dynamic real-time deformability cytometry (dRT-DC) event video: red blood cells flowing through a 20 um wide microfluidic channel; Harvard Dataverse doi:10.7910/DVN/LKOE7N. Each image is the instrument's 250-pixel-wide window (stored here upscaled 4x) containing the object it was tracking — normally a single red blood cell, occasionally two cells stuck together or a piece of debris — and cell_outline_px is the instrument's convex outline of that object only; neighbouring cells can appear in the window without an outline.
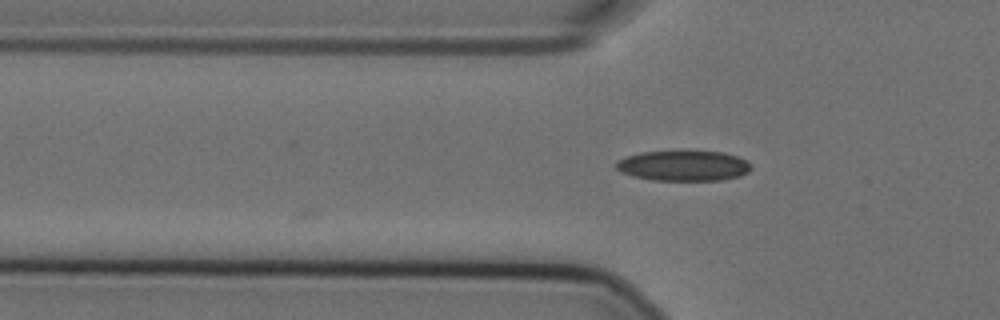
{"species": "Egyptian fruit bat (a non-hibernating species)", "species_latin": "Rousettus aegyptiacus", "temperature_condition": "cold", "stored_images_in_passage": 11, "camera_frame_rate_fps": 3000, "um_per_image_px": 0.085, "animal": {"sex": "female"}, "frame": {"image": 1, "passage_image": 11, "time_ms": 3.333, "image_size_px": [1000, 320], "cell_outline_px": [[752, 168], [748, 172], [740, 176], [720, 180], [652, 180], [632, 176], [620, 172], [616, 168], [616, 160], [640, 152], [688, 148], [724, 152], [748, 160], [752, 164]], "centroid_in_image_um": [58.11, 14.03], "position_along_channel_um": 67.7, "area_um2": 25.03}}